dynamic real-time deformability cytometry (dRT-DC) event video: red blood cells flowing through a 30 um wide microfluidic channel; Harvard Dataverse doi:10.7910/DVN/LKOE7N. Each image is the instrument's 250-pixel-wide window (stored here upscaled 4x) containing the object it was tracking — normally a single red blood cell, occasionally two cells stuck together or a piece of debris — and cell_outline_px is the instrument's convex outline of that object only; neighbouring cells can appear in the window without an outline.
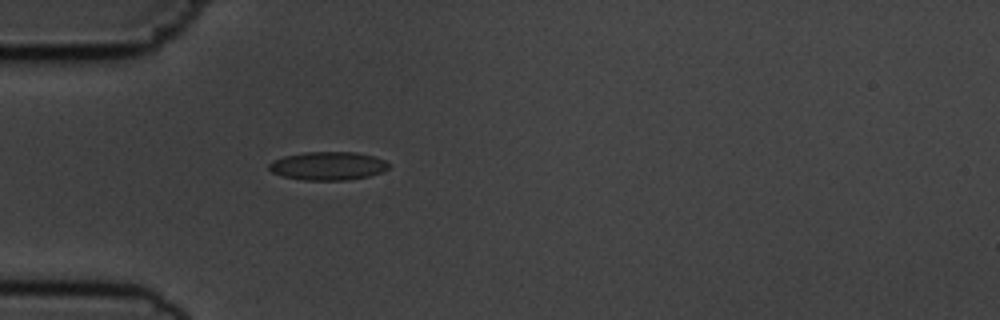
{"species": "common noctule bat (a hibernating species)", "species_latin": "Nyctalus noctula", "temperature_condition": "cold", "stored_images_in_passage": 36, "camera_frame_rate_fps": 3000, "um_per_image_px": 0.085, "animal": {"sex": "male", "body_mass_g": 19.5, "forearm_length_mm": 54.6}, "frame": {"image": 1, "passage_image": 1, "time_ms": 0.0, "image_size_px": [1000, 320], "cell_outline_px": [[388, 168], [380, 172], [368, 176], [348, 180], [304, 180], [280, 176], [272, 172], [268, 168], [268, 164], [272, 160], [284, 156], [304, 152], [356, 152], [372, 156], [384, 160], [388, 164]], "centroid_in_image_um": [27.81, 14.1], "position_along_channel_um": 57.2, "area_um2": 19.77}}
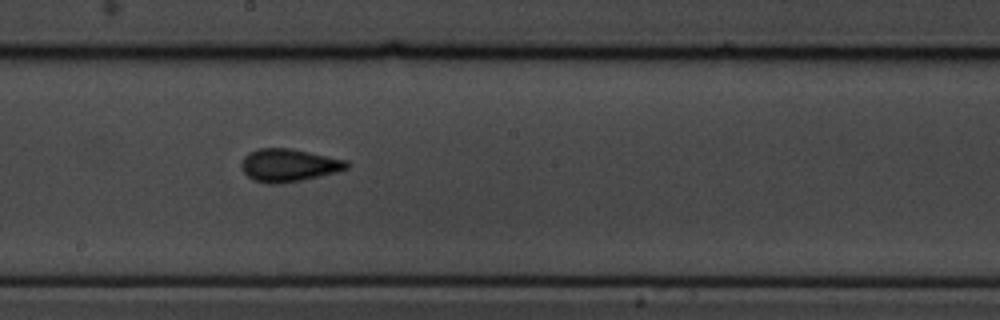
{"frame": {"image": 2, "passage_image": 15, "time_ms": 4.667, "image_size_px": [1000, 320], "cell_outline_px": [[348, 168], [336, 172], [320, 176], [280, 184], [268, 184], [256, 180], [248, 176], [244, 172], [240, 164], [244, 156], [248, 152], [260, 148], [292, 148], [348, 160]], "centroid_in_image_um": [24.54, 14.03], "position_along_channel_um": 223.7, "area_um2": 20.17}}
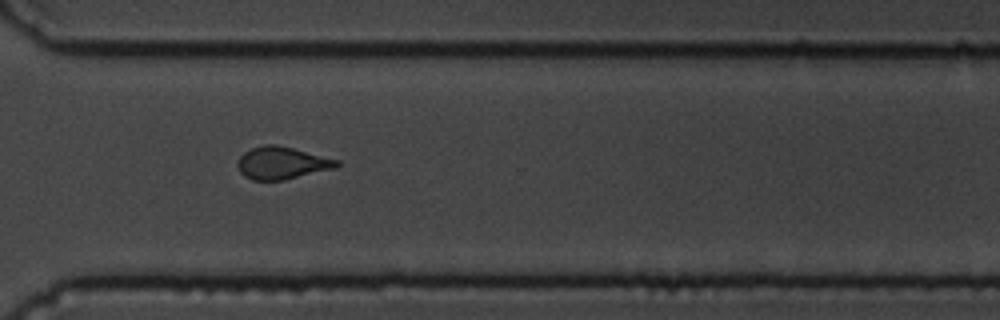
{"frame": {"image": 3, "passage_image": 25, "time_ms": 8.0, "image_size_px": [1000, 320], "cell_outline_px": [[340, 164], [336, 168], [284, 180], [252, 180], [244, 176], [240, 172], [236, 164], [240, 156], [244, 152], [252, 148], [264, 144], [276, 144], [340, 160]], "centroid_in_image_um": [23.95, 13.85], "position_along_channel_um": 346.6, "area_um2": 18.79}, "authors_computed_cell_mechanics": {"area_um2": 18.8428, "velocity_mm_per_s": 3.6963, "shape_relaxation_time_tau1_ms": 7.7577, "shape_relaxation_time_tau2_ms": 1.1638, "deformation_change_tau1": 0.1586, "deformation_change_tau2": 0.0782}}